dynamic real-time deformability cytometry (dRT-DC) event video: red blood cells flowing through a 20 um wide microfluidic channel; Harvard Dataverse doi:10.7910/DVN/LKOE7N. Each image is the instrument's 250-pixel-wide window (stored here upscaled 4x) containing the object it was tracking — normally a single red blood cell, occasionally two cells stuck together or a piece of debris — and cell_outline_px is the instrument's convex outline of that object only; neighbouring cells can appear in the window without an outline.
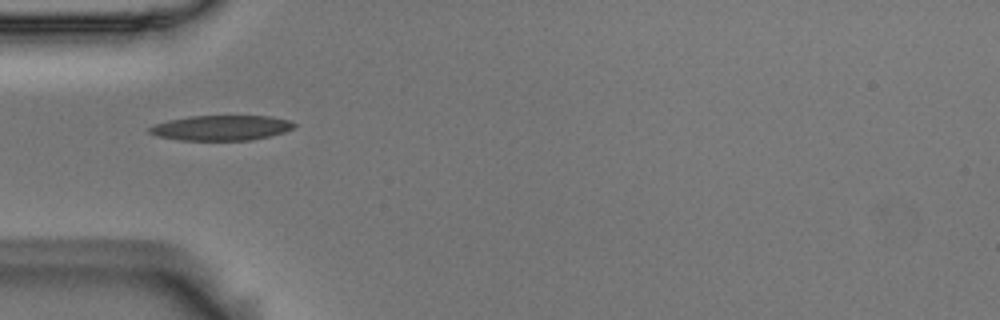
{"species": "Egyptian fruit bat (a non-hibernating species)", "species_latin": "Rousettus aegyptiacus", "temperature_condition": "room temperature", "stored_images_in_passage": 39, "camera_frame_rate_fps": 3000, "um_per_image_px": 0.085, "animal": {"sex": "male"}, "frame": {"image": 1, "passage_image": 1, "time_ms": 0.0, "image_size_px": [1000, 320], "cell_outline_px": [[296, 128], [284, 132], [252, 140], [180, 140], [156, 136], [148, 132], [148, 128], [156, 124], [168, 120], [188, 116], [272, 116], [288, 120], [296, 124]], "centroid_in_image_um": [18.81, 10.86], "position_along_channel_um": 66.2, "area_um2": 21.21}}
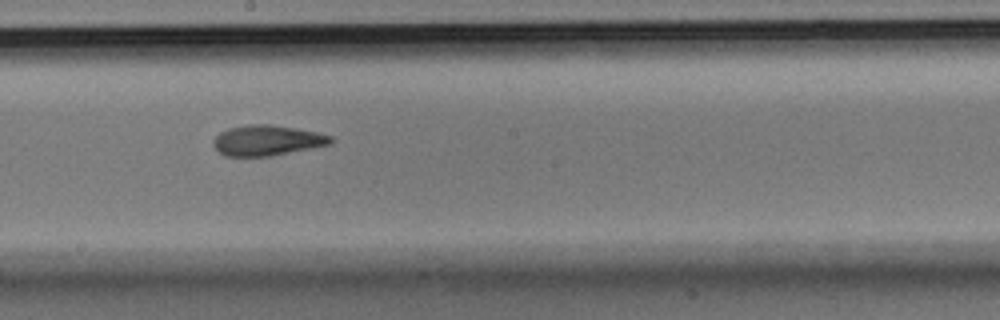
{"frame": {"image": 2, "passage_image": 14, "time_ms": 4.333, "image_size_px": [1000, 320], "cell_outline_px": [[332, 144], [272, 156], [224, 156], [212, 144], [212, 140], [220, 132], [228, 128], [248, 124], [268, 124], [316, 132], [332, 136]], "centroid_in_image_um": [22.68, 11.94], "position_along_channel_um": 225.5, "area_um2": 20.75}}
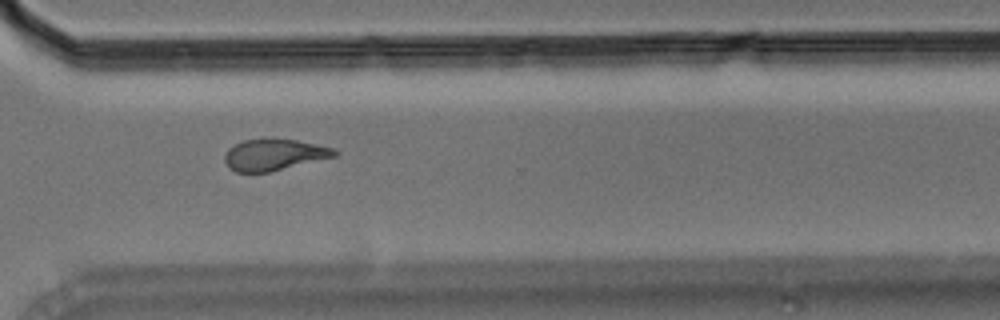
{"frame": {"image": 3, "passage_image": 24, "time_ms": 7.667, "image_size_px": [1000, 320], "cell_outline_px": [[340, 152], [336, 156], [268, 172], [236, 172], [228, 168], [224, 160], [224, 156], [228, 148], [244, 140], [264, 136], [272, 136], [296, 140], [332, 148]], "centroid_in_image_um": [23.25, 13.11], "position_along_channel_um": 347.4, "area_um2": 20.46}, "authors_computed_cell_mechanics": {"area_um2": 20.7502, "velocity_mm_per_s": 3.666, "shape_relaxation_time_tau1_ms": 6.8094, "shape_relaxation_time_tau2_ms": 2.0858, "deformation_change_tau1": 0.1972, "deformation_change_tau2": 0.1003}}